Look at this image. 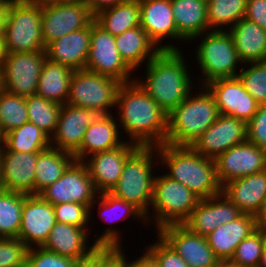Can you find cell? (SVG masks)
<instances>
[{
  "label": "cell",
  "instance_id": "f546056e",
  "mask_svg": "<svg viewBox=\"0 0 266 267\" xmlns=\"http://www.w3.org/2000/svg\"><path fill=\"white\" fill-rule=\"evenodd\" d=\"M228 32L231 34L239 59L243 64L266 62V31L243 18Z\"/></svg>",
  "mask_w": 266,
  "mask_h": 267
},
{
  "label": "cell",
  "instance_id": "f35d334b",
  "mask_svg": "<svg viewBox=\"0 0 266 267\" xmlns=\"http://www.w3.org/2000/svg\"><path fill=\"white\" fill-rule=\"evenodd\" d=\"M26 106L29 122L51 137L58 124L62 105L35 94L26 97Z\"/></svg>",
  "mask_w": 266,
  "mask_h": 267
},
{
  "label": "cell",
  "instance_id": "f907efd6",
  "mask_svg": "<svg viewBox=\"0 0 266 267\" xmlns=\"http://www.w3.org/2000/svg\"><path fill=\"white\" fill-rule=\"evenodd\" d=\"M91 10V12L96 15L99 11L115 6L126 0H82Z\"/></svg>",
  "mask_w": 266,
  "mask_h": 267
},
{
  "label": "cell",
  "instance_id": "d6986e66",
  "mask_svg": "<svg viewBox=\"0 0 266 267\" xmlns=\"http://www.w3.org/2000/svg\"><path fill=\"white\" fill-rule=\"evenodd\" d=\"M56 223L52 204L39 194H27L21 215L18 238L29 248L42 247Z\"/></svg>",
  "mask_w": 266,
  "mask_h": 267
},
{
  "label": "cell",
  "instance_id": "6125c7cd",
  "mask_svg": "<svg viewBox=\"0 0 266 267\" xmlns=\"http://www.w3.org/2000/svg\"><path fill=\"white\" fill-rule=\"evenodd\" d=\"M2 91V80H1V73H0V92Z\"/></svg>",
  "mask_w": 266,
  "mask_h": 267
},
{
  "label": "cell",
  "instance_id": "6f0895ef",
  "mask_svg": "<svg viewBox=\"0 0 266 267\" xmlns=\"http://www.w3.org/2000/svg\"><path fill=\"white\" fill-rule=\"evenodd\" d=\"M258 267H266V241H265L263 249H262V254L260 257Z\"/></svg>",
  "mask_w": 266,
  "mask_h": 267
},
{
  "label": "cell",
  "instance_id": "9a60e30c",
  "mask_svg": "<svg viewBox=\"0 0 266 267\" xmlns=\"http://www.w3.org/2000/svg\"><path fill=\"white\" fill-rule=\"evenodd\" d=\"M218 180L224 184L266 170V150L248 140L231 147L215 159Z\"/></svg>",
  "mask_w": 266,
  "mask_h": 267
},
{
  "label": "cell",
  "instance_id": "8992f818",
  "mask_svg": "<svg viewBox=\"0 0 266 267\" xmlns=\"http://www.w3.org/2000/svg\"><path fill=\"white\" fill-rule=\"evenodd\" d=\"M41 21V4L6 1L4 53L45 51Z\"/></svg>",
  "mask_w": 266,
  "mask_h": 267
},
{
  "label": "cell",
  "instance_id": "603a6c76",
  "mask_svg": "<svg viewBox=\"0 0 266 267\" xmlns=\"http://www.w3.org/2000/svg\"><path fill=\"white\" fill-rule=\"evenodd\" d=\"M243 213L223 193L200 199L190 217L183 223L192 233L207 236L219 225L236 220Z\"/></svg>",
  "mask_w": 266,
  "mask_h": 267
},
{
  "label": "cell",
  "instance_id": "836d02e7",
  "mask_svg": "<svg viewBox=\"0 0 266 267\" xmlns=\"http://www.w3.org/2000/svg\"><path fill=\"white\" fill-rule=\"evenodd\" d=\"M95 21L112 36L140 26L139 0H126L105 8L95 15Z\"/></svg>",
  "mask_w": 266,
  "mask_h": 267
},
{
  "label": "cell",
  "instance_id": "b9f144b4",
  "mask_svg": "<svg viewBox=\"0 0 266 267\" xmlns=\"http://www.w3.org/2000/svg\"><path fill=\"white\" fill-rule=\"evenodd\" d=\"M244 65L248 68H243L242 64L237 77L247 92L259 104H266V62L246 63Z\"/></svg>",
  "mask_w": 266,
  "mask_h": 267
},
{
  "label": "cell",
  "instance_id": "e575fe53",
  "mask_svg": "<svg viewBox=\"0 0 266 267\" xmlns=\"http://www.w3.org/2000/svg\"><path fill=\"white\" fill-rule=\"evenodd\" d=\"M50 146V137L31 122L0 138V151L39 153Z\"/></svg>",
  "mask_w": 266,
  "mask_h": 267
},
{
  "label": "cell",
  "instance_id": "f6af8a7d",
  "mask_svg": "<svg viewBox=\"0 0 266 267\" xmlns=\"http://www.w3.org/2000/svg\"><path fill=\"white\" fill-rule=\"evenodd\" d=\"M76 261L43 247H32L27 253L26 267H74Z\"/></svg>",
  "mask_w": 266,
  "mask_h": 267
},
{
  "label": "cell",
  "instance_id": "e7e4bbea",
  "mask_svg": "<svg viewBox=\"0 0 266 267\" xmlns=\"http://www.w3.org/2000/svg\"><path fill=\"white\" fill-rule=\"evenodd\" d=\"M6 1H32V0H6Z\"/></svg>",
  "mask_w": 266,
  "mask_h": 267
},
{
  "label": "cell",
  "instance_id": "7a4b0ae2",
  "mask_svg": "<svg viewBox=\"0 0 266 267\" xmlns=\"http://www.w3.org/2000/svg\"><path fill=\"white\" fill-rule=\"evenodd\" d=\"M184 58L182 50H161L146 64L144 80L138 76L135 79L167 114L177 107L194 87V78L191 77Z\"/></svg>",
  "mask_w": 266,
  "mask_h": 267
},
{
  "label": "cell",
  "instance_id": "f5cc1de1",
  "mask_svg": "<svg viewBox=\"0 0 266 267\" xmlns=\"http://www.w3.org/2000/svg\"><path fill=\"white\" fill-rule=\"evenodd\" d=\"M74 267H99V247L89 256L78 259Z\"/></svg>",
  "mask_w": 266,
  "mask_h": 267
},
{
  "label": "cell",
  "instance_id": "ffe728a7",
  "mask_svg": "<svg viewBox=\"0 0 266 267\" xmlns=\"http://www.w3.org/2000/svg\"><path fill=\"white\" fill-rule=\"evenodd\" d=\"M101 114L97 110L62 105L58 124L50 137L51 147L74 154L81 146L88 126Z\"/></svg>",
  "mask_w": 266,
  "mask_h": 267
},
{
  "label": "cell",
  "instance_id": "7c38bea8",
  "mask_svg": "<svg viewBox=\"0 0 266 267\" xmlns=\"http://www.w3.org/2000/svg\"><path fill=\"white\" fill-rule=\"evenodd\" d=\"M85 70L113 78L121 83L135 80L131 77L134 71L118 52L114 36L95 20L91 23L90 51Z\"/></svg>",
  "mask_w": 266,
  "mask_h": 267
},
{
  "label": "cell",
  "instance_id": "8fae6325",
  "mask_svg": "<svg viewBox=\"0 0 266 267\" xmlns=\"http://www.w3.org/2000/svg\"><path fill=\"white\" fill-rule=\"evenodd\" d=\"M46 59L45 51L4 53L2 90L23 97L35 95Z\"/></svg>",
  "mask_w": 266,
  "mask_h": 267
},
{
  "label": "cell",
  "instance_id": "91938a15",
  "mask_svg": "<svg viewBox=\"0 0 266 267\" xmlns=\"http://www.w3.org/2000/svg\"><path fill=\"white\" fill-rule=\"evenodd\" d=\"M3 56H4L3 36H0V70L2 67Z\"/></svg>",
  "mask_w": 266,
  "mask_h": 267
},
{
  "label": "cell",
  "instance_id": "ee69618b",
  "mask_svg": "<svg viewBox=\"0 0 266 267\" xmlns=\"http://www.w3.org/2000/svg\"><path fill=\"white\" fill-rule=\"evenodd\" d=\"M56 222L70 224L76 227L88 228L89 208L81 203H59L53 205Z\"/></svg>",
  "mask_w": 266,
  "mask_h": 267
},
{
  "label": "cell",
  "instance_id": "5bb4252c",
  "mask_svg": "<svg viewBox=\"0 0 266 267\" xmlns=\"http://www.w3.org/2000/svg\"><path fill=\"white\" fill-rule=\"evenodd\" d=\"M95 15L83 2H58L42 5L44 46L73 31L89 26Z\"/></svg>",
  "mask_w": 266,
  "mask_h": 267
},
{
  "label": "cell",
  "instance_id": "bcb514c9",
  "mask_svg": "<svg viewBox=\"0 0 266 267\" xmlns=\"http://www.w3.org/2000/svg\"><path fill=\"white\" fill-rule=\"evenodd\" d=\"M157 241L145 249L155 258L159 267H189L186 261L157 233Z\"/></svg>",
  "mask_w": 266,
  "mask_h": 267
},
{
  "label": "cell",
  "instance_id": "83f0119b",
  "mask_svg": "<svg viewBox=\"0 0 266 267\" xmlns=\"http://www.w3.org/2000/svg\"><path fill=\"white\" fill-rule=\"evenodd\" d=\"M256 229V217L242 214L234 221L219 225L206 239L220 261H230L237 245Z\"/></svg>",
  "mask_w": 266,
  "mask_h": 267
},
{
  "label": "cell",
  "instance_id": "d6a6232c",
  "mask_svg": "<svg viewBox=\"0 0 266 267\" xmlns=\"http://www.w3.org/2000/svg\"><path fill=\"white\" fill-rule=\"evenodd\" d=\"M74 160L72 153L51 146L40 151L35 167L34 194L58 180Z\"/></svg>",
  "mask_w": 266,
  "mask_h": 267
},
{
  "label": "cell",
  "instance_id": "f1b7e54d",
  "mask_svg": "<svg viewBox=\"0 0 266 267\" xmlns=\"http://www.w3.org/2000/svg\"><path fill=\"white\" fill-rule=\"evenodd\" d=\"M177 28V40L188 42L211 31L207 21V3L204 0H171Z\"/></svg>",
  "mask_w": 266,
  "mask_h": 267
},
{
  "label": "cell",
  "instance_id": "cb8c5ba5",
  "mask_svg": "<svg viewBox=\"0 0 266 267\" xmlns=\"http://www.w3.org/2000/svg\"><path fill=\"white\" fill-rule=\"evenodd\" d=\"M222 193L243 214H250L256 217L266 200V170L224 184Z\"/></svg>",
  "mask_w": 266,
  "mask_h": 267
},
{
  "label": "cell",
  "instance_id": "be15d7a7",
  "mask_svg": "<svg viewBox=\"0 0 266 267\" xmlns=\"http://www.w3.org/2000/svg\"><path fill=\"white\" fill-rule=\"evenodd\" d=\"M6 2V0H0V7Z\"/></svg>",
  "mask_w": 266,
  "mask_h": 267
},
{
  "label": "cell",
  "instance_id": "2e32d148",
  "mask_svg": "<svg viewBox=\"0 0 266 267\" xmlns=\"http://www.w3.org/2000/svg\"><path fill=\"white\" fill-rule=\"evenodd\" d=\"M189 267H214L220 260L208 244L206 236L192 233L183 224L161 227L157 232Z\"/></svg>",
  "mask_w": 266,
  "mask_h": 267
},
{
  "label": "cell",
  "instance_id": "74e56055",
  "mask_svg": "<svg viewBox=\"0 0 266 267\" xmlns=\"http://www.w3.org/2000/svg\"><path fill=\"white\" fill-rule=\"evenodd\" d=\"M26 196L16 191L0 193V238H18Z\"/></svg>",
  "mask_w": 266,
  "mask_h": 267
},
{
  "label": "cell",
  "instance_id": "4316f807",
  "mask_svg": "<svg viewBox=\"0 0 266 267\" xmlns=\"http://www.w3.org/2000/svg\"><path fill=\"white\" fill-rule=\"evenodd\" d=\"M112 115L101 114L88 126L80 148L73 154L75 160L83 161L91 154L116 149L126 142L119 136L118 121Z\"/></svg>",
  "mask_w": 266,
  "mask_h": 267
},
{
  "label": "cell",
  "instance_id": "11a10c76",
  "mask_svg": "<svg viewBox=\"0 0 266 267\" xmlns=\"http://www.w3.org/2000/svg\"><path fill=\"white\" fill-rule=\"evenodd\" d=\"M5 17H6V2L0 7V36L4 35Z\"/></svg>",
  "mask_w": 266,
  "mask_h": 267
},
{
  "label": "cell",
  "instance_id": "7dc6e473",
  "mask_svg": "<svg viewBox=\"0 0 266 267\" xmlns=\"http://www.w3.org/2000/svg\"><path fill=\"white\" fill-rule=\"evenodd\" d=\"M247 140L266 150V104H260L257 112L246 124Z\"/></svg>",
  "mask_w": 266,
  "mask_h": 267
},
{
  "label": "cell",
  "instance_id": "d590c367",
  "mask_svg": "<svg viewBox=\"0 0 266 267\" xmlns=\"http://www.w3.org/2000/svg\"><path fill=\"white\" fill-rule=\"evenodd\" d=\"M95 204L98 206V214L102 218L101 220L105 223L108 221V224L112 223L113 225V223L120 222V220L122 222V220L132 217V219H138V222L148 224L146 216L138 208L109 192L98 194L96 200L89 207V219H93L91 215L93 214Z\"/></svg>",
  "mask_w": 266,
  "mask_h": 267
},
{
  "label": "cell",
  "instance_id": "484cf974",
  "mask_svg": "<svg viewBox=\"0 0 266 267\" xmlns=\"http://www.w3.org/2000/svg\"><path fill=\"white\" fill-rule=\"evenodd\" d=\"M91 24L54 40L45 47L47 58L67 65L72 70H84L90 51Z\"/></svg>",
  "mask_w": 266,
  "mask_h": 267
},
{
  "label": "cell",
  "instance_id": "681fc988",
  "mask_svg": "<svg viewBox=\"0 0 266 267\" xmlns=\"http://www.w3.org/2000/svg\"><path fill=\"white\" fill-rule=\"evenodd\" d=\"M244 18L266 31V0H247Z\"/></svg>",
  "mask_w": 266,
  "mask_h": 267
},
{
  "label": "cell",
  "instance_id": "03108f58",
  "mask_svg": "<svg viewBox=\"0 0 266 267\" xmlns=\"http://www.w3.org/2000/svg\"><path fill=\"white\" fill-rule=\"evenodd\" d=\"M206 3L210 2V1H213V0H204Z\"/></svg>",
  "mask_w": 266,
  "mask_h": 267
},
{
  "label": "cell",
  "instance_id": "7bdbcfd3",
  "mask_svg": "<svg viewBox=\"0 0 266 267\" xmlns=\"http://www.w3.org/2000/svg\"><path fill=\"white\" fill-rule=\"evenodd\" d=\"M28 250L19 238H0V267H26Z\"/></svg>",
  "mask_w": 266,
  "mask_h": 267
},
{
  "label": "cell",
  "instance_id": "5b68a950",
  "mask_svg": "<svg viewBox=\"0 0 266 267\" xmlns=\"http://www.w3.org/2000/svg\"><path fill=\"white\" fill-rule=\"evenodd\" d=\"M156 163L160 165L157 147H138L125 161L119 180L109 193L149 215Z\"/></svg>",
  "mask_w": 266,
  "mask_h": 267
},
{
  "label": "cell",
  "instance_id": "ba28073f",
  "mask_svg": "<svg viewBox=\"0 0 266 267\" xmlns=\"http://www.w3.org/2000/svg\"><path fill=\"white\" fill-rule=\"evenodd\" d=\"M199 200L196 194L180 182L170 179L164 173L156 174L150 205L151 212L146 216V220L148 224L154 221L152 224H155L157 231L166 225L183 224L190 217ZM152 212H155L154 215Z\"/></svg>",
  "mask_w": 266,
  "mask_h": 267
},
{
  "label": "cell",
  "instance_id": "680465c9",
  "mask_svg": "<svg viewBox=\"0 0 266 267\" xmlns=\"http://www.w3.org/2000/svg\"><path fill=\"white\" fill-rule=\"evenodd\" d=\"M214 267H237L230 261H219Z\"/></svg>",
  "mask_w": 266,
  "mask_h": 267
},
{
  "label": "cell",
  "instance_id": "4dcf8cb0",
  "mask_svg": "<svg viewBox=\"0 0 266 267\" xmlns=\"http://www.w3.org/2000/svg\"><path fill=\"white\" fill-rule=\"evenodd\" d=\"M114 38L121 58L133 71L143 62L146 65L160 51L141 26L126 30Z\"/></svg>",
  "mask_w": 266,
  "mask_h": 267
},
{
  "label": "cell",
  "instance_id": "277c9868",
  "mask_svg": "<svg viewBox=\"0 0 266 267\" xmlns=\"http://www.w3.org/2000/svg\"><path fill=\"white\" fill-rule=\"evenodd\" d=\"M200 87L202 91L198 94L191 92L168 114L165 143L191 146L218 118L213 95L205 86Z\"/></svg>",
  "mask_w": 266,
  "mask_h": 267
},
{
  "label": "cell",
  "instance_id": "c3c4849f",
  "mask_svg": "<svg viewBox=\"0 0 266 267\" xmlns=\"http://www.w3.org/2000/svg\"><path fill=\"white\" fill-rule=\"evenodd\" d=\"M122 247L99 246V267H129Z\"/></svg>",
  "mask_w": 266,
  "mask_h": 267
},
{
  "label": "cell",
  "instance_id": "db71d44e",
  "mask_svg": "<svg viewBox=\"0 0 266 267\" xmlns=\"http://www.w3.org/2000/svg\"><path fill=\"white\" fill-rule=\"evenodd\" d=\"M257 228L266 233V200L263 203L260 213L256 216Z\"/></svg>",
  "mask_w": 266,
  "mask_h": 267
},
{
  "label": "cell",
  "instance_id": "8d00e7d4",
  "mask_svg": "<svg viewBox=\"0 0 266 267\" xmlns=\"http://www.w3.org/2000/svg\"><path fill=\"white\" fill-rule=\"evenodd\" d=\"M247 0H213L207 3L210 30H229L245 17ZM227 26V28H225Z\"/></svg>",
  "mask_w": 266,
  "mask_h": 267
},
{
  "label": "cell",
  "instance_id": "ac0fdd59",
  "mask_svg": "<svg viewBox=\"0 0 266 267\" xmlns=\"http://www.w3.org/2000/svg\"><path fill=\"white\" fill-rule=\"evenodd\" d=\"M247 140L246 123L238 118L219 114L215 122L191 145L201 155L216 159L233 146Z\"/></svg>",
  "mask_w": 266,
  "mask_h": 267
},
{
  "label": "cell",
  "instance_id": "1f68e13d",
  "mask_svg": "<svg viewBox=\"0 0 266 267\" xmlns=\"http://www.w3.org/2000/svg\"><path fill=\"white\" fill-rule=\"evenodd\" d=\"M73 71L67 65L47 58L39 77L36 95L64 105L69 97Z\"/></svg>",
  "mask_w": 266,
  "mask_h": 267
},
{
  "label": "cell",
  "instance_id": "30bf717a",
  "mask_svg": "<svg viewBox=\"0 0 266 267\" xmlns=\"http://www.w3.org/2000/svg\"><path fill=\"white\" fill-rule=\"evenodd\" d=\"M121 82L88 70L73 71L67 103L80 108L110 114L116 107ZM109 109V110H108Z\"/></svg>",
  "mask_w": 266,
  "mask_h": 267
},
{
  "label": "cell",
  "instance_id": "4fadbf2b",
  "mask_svg": "<svg viewBox=\"0 0 266 267\" xmlns=\"http://www.w3.org/2000/svg\"><path fill=\"white\" fill-rule=\"evenodd\" d=\"M98 194L85 163L78 160H74L58 180L39 193L52 205L74 202L88 208Z\"/></svg>",
  "mask_w": 266,
  "mask_h": 267
},
{
  "label": "cell",
  "instance_id": "816d5d0a",
  "mask_svg": "<svg viewBox=\"0 0 266 267\" xmlns=\"http://www.w3.org/2000/svg\"><path fill=\"white\" fill-rule=\"evenodd\" d=\"M145 251V252H144ZM140 257L133 261H128L129 267H159L155 258L145 249Z\"/></svg>",
  "mask_w": 266,
  "mask_h": 267
},
{
  "label": "cell",
  "instance_id": "e0dca14e",
  "mask_svg": "<svg viewBox=\"0 0 266 267\" xmlns=\"http://www.w3.org/2000/svg\"><path fill=\"white\" fill-rule=\"evenodd\" d=\"M204 86L213 95L219 114L238 118L246 124L260 105L247 92L238 77L215 79Z\"/></svg>",
  "mask_w": 266,
  "mask_h": 267
},
{
  "label": "cell",
  "instance_id": "52a82bcc",
  "mask_svg": "<svg viewBox=\"0 0 266 267\" xmlns=\"http://www.w3.org/2000/svg\"><path fill=\"white\" fill-rule=\"evenodd\" d=\"M201 39L196 45L195 57L201 71V84L204 86L208 82L219 78L237 77L242 63L234 46L231 34L225 30H211L202 35L196 36L192 40ZM239 64V65H238ZM203 80V81H202Z\"/></svg>",
  "mask_w": 266,
  "mask_h": 267
},
{
  "label": "cell",
  "instance_id": "7402d4cb",
  "mask_svg": "<svg viewBox=\"0 0 266 267\" xmlns=\"http://www.w3.org/2000/svg\"><path fill=\"white\" fill-rule=\"evenodd\" d=\"M140 26L150 40L161 50H181L163 40H177V28L173 16L171 0H139ZM162 44V45H161Z\"/></svg>",
  "mask_w": 266,
  "mask_h": 267
},
{
  "label": "cell",
  "instance_id": "d4e9b609",
  "mask_svg": "<svg viewBox=\"0 0 266 267\" xmlns=\"http://www.w3.org/2000/svg\"><path fill=\"white\" fill-rule=\"evenodd\" d=\"M38 153L0 151L5 191L34 194Z\"/></svg>",
  "mask_w": 266,
  "mask_h": 267
},
{
  "label": "cell",
  "instance_id": "60d3db41",
  "mask_svg": "<svg viewBox=\"0 0 266 267\" xmlns=\"http://www.w3.org/2000/svg\"><path fill=\"white\" fill-rule=\"evenodd\" d=\"M265 241L266 233L257 228L237 245L230 262L237 267H258Z\"/></svg>",
  "mask_w": 266,
  "mask_h": 267
},
{
  "label": "cell",
  "instance_id": "44dd1931",
  "mask_svg": "<svg viewBox=\"0 0 266 267\" xmlns=\"http://www.w3.org/2000/svg\"><path fill=\"white\" fill-rule=\"evenodd\" d=\"M138 147L126 141L116 149L97 152L83 160L99 194L113 189L119 180L125 161Z\"/></svg>",
  "mask_w": 266,
  "mask_h": 267
},
{
  "label": "cell",
  "instance_id": "ab89813d",
  "mask_svg": "<svg viewBox=\"0 0 266 267\" xmlns=\"http://www.w3.org/2000/svg\"><path fill=\"white\" fill-rule=\"evenodd\" d=\"M29 122L26 97L0 92V138Z\"/></svg>",
  "mask_w": 266,
  "mask_h": 267
},
{
  "label": "cell",
  "instance_id": "9f6ffc18",
  "mask_svg": "<svg viewBox=\"0 0 266 267\" xmlns=\"http://www.w3.org/2000/svg\"><path fill=\"white\" fill-rule=\"evenodd\" d=\"M82 0H32V2L39 3L41 5H46L50 3H58V2H79Z\"/></svg>",
  "mask_w": 266,
  "mask_h": 267
},
{
  "label": "cell",
  "instance_id": "9c48e42d",
  "mask_svg": "<svg viewBox=\"0 0 266 267\" xmlns=\"http://www.w3.org/2000/svg\"><path fill=\"white\" fill-rule=\"evenodd\" d=\"M88 229L56 222L42 247L61 256L78 260L89 256L99 246L120 247L123 243L122 234L116 227L109 226L102 235H97V239L90 246Z\"/></svg>",
  "mask_w": 266,
  "mask_h": 267
},
{
  "label": "cell",
  "instance_id": "94428289",
  "mask_svg": "<svg viewBox=\"0 0 266 267\" xmlns=\"http://www.w3.org/2000/svg\"><path fill=\"white\" fill-rule=\"evenodd\" d=\"M3 191H5V188H4L3 174H2V168H1V163H0V193Z\"/></svg>",
  "mask_w": 266,
  "mask_h": 267
},
{
  "label": "cell",
  "instance_id": "6da1fadb",
  "mask_svg": "<svg viewBox=\"0 0 266 267\" xmlns=\"http://www.w3.org/2000/svg\"><path fill=\"white\" fill-rule=\"evenodd\" d=\"M115 118L120 133L124 130L129 141L139 147H158L165 144L168 114L133 80L122 83L117 94Z\"/></svg>",
  "mask_w": 266,
  "mask_h": 267
},
{
  "label": "cell",
  "instance_id": "3957f363",
  "mask_svg": "<svg viewBox=\"0 0 266 267\" xmlns=\"http://www.w3.org/2000/svg\"><path fill=\"white\" fill-rule=\"evenodd\" d=\"M159 162L166 166L164 174L178 181L200 199L222 193L215 160L196 152L191 146L163 144L157 147Z\"/></svg>",
  "mask_w": 266,
  "mask_h": 267
}]
</instances>
